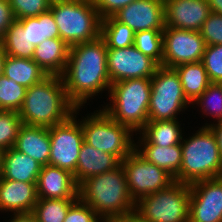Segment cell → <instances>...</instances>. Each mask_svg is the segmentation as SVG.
<instances>
[{"mask_svg": "<svg viewBox=\"0 0 222 222\" xmlns=\"http://www.w3.org/2000/svg\"><path fill=\"white\" fill-rule=\"evenodd\" d=\"M81 118L84 142L88 145L113 154L120 161L135 149L134 132L128 126L114 121L101 108Z\"/></svg>", "mask_w": 222, "mask_h": 222, "instance_id": "52a82bcc", "label": "cell"}, {"mask_svg": "<svg viewBox=\"0 0 222 222\" xmlns=\"http://www.w3.org/2000/svg\"><path fill=\"white\" fill-rule=\"evenodd\" d=\"M121 164L126 173L130 196L135 203L175 182L174 177L167 171L149 163L135 150L122 160Z\"/></svg>", "mask_w": 222, "mask_h": 222, "instance_id": "8fae6325", "label": "cell"}, {"mask_svg": "<svg viewBox=\"0 0 222 222\" xmlns=\"http://www.w3.org/2000/svg\"><path fill=\"white\" fill-rule=\"evenodd\" d=\"M159 65L134 45L107 48V69L111 84L136 78H151Z\"/></svg>", "mask_w": 222, "mask_h": 222, "instance_id": "4fadbf2b", "label": "cell"}, {"mask_svg": "<svg viewBox=\"0 0 222 222\" xmlns=\"http://www.w3.org/2000/svg\"><path fill=\"white\" fill-rule=\"evenodd\" d=\"M69 101L61 76L48 75L26 89L18 111L24 125L52 127L66 121L75 110Z\"/></svg>", "mask_w": 222, "mask_h": 222, "instance_id": "3957f363", "label": "cell"}, {"mask_svg": "<svg viewBox=\"0 0 222 222\" xmlns=\"http://www.w3.org/2000/svg\"><path fill=\"white\" fill-rule=\"evenodd\" d=\"M205 48L206 43L200 31L165 26L162 66L175 68L184 63L201 62Z\"/></svg>", "mask_w": 222, "mask_h": 222, "instance_id": "7c38bea8", "label": "cell"}, {"mask_svg": "<svg viewBox=\"0 0 222 222\" xmlns=\"http://www.w3.org/2000/svg\"><path fill=\"white\" fill-rule=\"evenodd\" d=\"M17 21L23 26V29H27L28 40L34 46L45 39L60 37L58 26L50 9L37 17H27Z\"/></svg>", "mask_w": 222, "mask_h": 222, "instance_id": "4316f807", "label": "cell"}, {"mask_svg": "<svg viewBox=\"0 0 222 222\" xmlns=\"http://www.w3.org/2000/svg\"><path fill=\"white\" fill-rule=\"evenodd\" d=\"M101 220L90 206L78 199L69 208L64 222H100Z\"/></svg>", "mask_w": 222, "mask_h": 222, "instance_id": "74e56055", "label": "cell"}, {"mask_svg": "<svg viewBox=\"0 0 222 222\" xmlns=\"http://www.w3.org/2000/svg\"><path fill=\"white\" fill-rule=\"evenodd\" d=\"M107 99L100 107L114 121L138 133L148 122L151 78H136L111 84Z\"/></svg>", "mask_w": 222, "mask_h": 222, "instance_id": "277c9868", "label": "cell"}, {"mask_svg": "<svg viewBox=\"0 0 222 222\" xmlns=\"http://www.w3.org/2000/svg\"><path fill=\"white\" fill-rule=\"evenodd\" d=\"M7 222H37L32 213L11 214Z\"/></svg>", "mask_w": 222, "mask_h": 222, "instance_id": "7bdbcfd3", "label": "cell"}, {"mask_svg": "<svg viewBox=\"0 0 222 222\" xmlns=\"http://www.w3.org/2000/svg\"><path fill=\"white\" fill-rule=\"evenodd\" d=\"M2 157H3V151L0 149V175L2 171Z\"/></svg>", "mask_w": 222, "mask_h": 222, "instance_id": "bcb514c9", "label": "cell"}, {"mask_svg": "<svg viewBox=\"0 0 222 222\" xmlns=\"http://www.w3.org/2000/svg\"><path fill=\"white\" fill-rule=\"evenodd\" d=\"M21 125L18 111L0 110V149L2 151L14 146Z\"/></svg>", "mask_w": 222, "mask_h": 222, "instance_id": "836d02e7", "label": "cell"}, {"mask_svg": "<svg viewBox=\"0 0 222 222\" xmlns=\"http://www.w3.org/2000/svg\"><path fill=\"white\" fill-rule=\"evenodd\" d=\"M17 20L37 17L50 9L52 0H8Z\"/></svg>", "mask_w": 222, "mask_h": 222, "instance_id": "d590c367", "label": "cell"}, {"mask_svg": "<svg viewBox=\"0 0 222 222\" xmlns=\"http://www.w3.org/2000/svg\"><path fill=\"white\" fill-rule=\"evenodd\" d=\"M134 150L146 161L164 169L179 182L182 164L181 144L164 148L154 144H135Z\"/></svg>", "mask_w": 222, "mask_h": 222, "instance_id": "cb8c5ba5", "label": "cell"}, {"mask_svg": "<svg viewBox=\"0 0 222 222\" xmlns=\"http://www.w3.org/2000/svg\"><path fill=\"white\" fill-rule=\"evenodd\" d=\"M2 74L25 88L41 82L48 76L33 59L17 58L9 55L4 58Z\"/></svg>", "mask_w": 222, "mask_h": 222, "instance_id": "d4e9b609", "label": "cell"}, {"mask_svg": "<svg viewBox=\"0 0 222 222\" xmlns=\"http://www.w3.org/2000/svg\"><path fill=\"white\" fill-rule=\"evenodd\" d=\"M80 108L64 122L49 127L50 156L49 165L59 167L75 174L79 151L84 142L80 119H77Z\"/></svg>", "mask_w": 222, "mask_h": 222, "instance_id": "30bf717a", "label": "cell"}, {"mask_svg": "<svg viewBox=\"0 0 222 222\" xmlns=\"http://www.w3.org/2000/svg\"><path fill=\"white\" fill-rule=\"evenodd\" d=\"M113 222H149L145 220L136 210L112 219Z\"/></svg>", "mask_w": 222, "mask_h": 222, "instance_id": "60d3db41", "label": "cell"}, {"mask_svg": "<svg viewBox=\"0 0 222 222\" xmlns=\"http://www.w3.org/2000/svg\"><path fill=\"white\" fill-rule=\"evenodd\" d=\"M50 10L60 38L70 47L100 36L101 18L93 0H52Z\"/></svg>", "mask_w": 222, "mask_h": 222, "instance_id": "8992f818", "label": "cell"}, {"mask_svg": "<svg viewBox=\"0 0 222 222\" xmlns=\"http://www.w3.org/2000/svg\"><path fill=\"white\" fill-rule=\"evenodd\" d=\"M15 14L8 0H0V42L6 35L7 29L16 21Z\"/></svg>", "mask_w": 222, "mask_h": 222, "instance_id": "ab89813d", "label": "cell"}, {"mask_svg": "<svg viewBox=\"0 0 222 222\" xmlns=\"http://www.w3.org/2000/svg\"><path fill=\"white\" fill-rule=\"evenodd\" d=\"M190 104L178 73L173 68L159 66L151 77L148 121L179 119L178 114L185 112Z\"/></svg>", "mask_w": 222, "mask_h": 222, "instance_id": "ba28073f", "label": "cell"}, {"mask_svg": "<svg viewBox=\"0 0 222 222\" xmlns=\"http://www.w3.org/2000/svg\"><path fill=\"white\" fill-rule=\"evenodd\" d=\"M5 56H6V54H5L2 46L0 45V75L2 74L3 61H4Z\"/></svg>", "mask_w": 222, "mask_h": 222, "instance_id": "f6af8a7d", "label": "cell"}, {"mask_svg": "<svg viewBox=\"0 0 222 222\" xmlns=\"http://www.w3.org/2000/svg\"><path fill=\"white\" fill-rule=\"evenodd\" d=\"M135 32L114 16L101 19L100 36L107 48H127L133 46Z\"/></svg>", "mask_w": 222, "mask_h": 222, "instance_id": "f1b7e54d", "label": "cell"}, {"mask_svg": "<svg viewBox=\"0 0 222 222\" xmlns=\"http://www.w3.org/2000/svg\"><path fill=\"white\" fill-rule=\"evenodd\" d=\"M37 196L42 199L78 198L79 185L74 175L59 167L42 166L36 183Z\"/></svg>", "mask_w": 222, "mask_h": 222, "instance_id": "ac0fdd59", "label": "cell"}, {"mask_svg": "<svg viewBox=\"0 0 222 222\" xmlns=\"http://www.w3.org/2000/svg\"><path fill=\"white\" fill-rule=\"evenodd\" d=\"M13 148L33 158L42 166L49 165V128L22 124Z\"/></svg>", "mask_w": 222, "mask_h": 222, "instance_id": "d6986e66", "label": "cell"}, {"mask_svg": "<svg viewBox=\"0 0 222 222\" xmlns=\"http://www.w3.org/2000/svg\"><path fill=\"white\" fill-rule=\"evenodd\" d=\"M133 45L144 55L152 58L159 66H162L163 31L144 30L135 32Z\"/></svg>", "mask_w": 222, "mask_h": 222, "instance_id": "1f68e13d", "label": "cell"}, {"mask_svg": "<svg viewBox=\"0 0 222 222\" xmlns=\"http://www.w3.org/2000/svg\"><path fill=\"white\" fill-rule=\"evenodd\" d=\"M26 89L12 79L0 75V110L19 111L23 105Z\"/></svg>", "mask_w": 222, "mask_h": 222, "instance_id": "d6a6232c", "label": "cell"}, {"mask_svg": "<svg viewBox=\"0 0 222 222\" xmlns=\"http://www.w3.org/2000/svg\"><path fill=\"white\" fill-rule=\"evenodd\" d=\"M211 13L207 0H164L165 26L200 31Z\"/></svg>", "mask_w": 222, "mask_h": 222, "instance_id": "2e32d148", "label": "cell"}, {"mask_svg": "<svg viewBox=\"0 0 222 222\" xmlns=\"http://www.w3.org/2000/svg\"><path fill=\"white\" fill-rule=\"evenodd\" d=\"M42 165L16 149L3 151L0 177L22 182H37Z\"/></svg>", "mask_w": 222, "mask_h": 222, "instance_id": "603a6c76", "label": "cell"}, {"mask_svg": "<svg viewBox=\"0 0 222 222\" xmlns=\"http://www.w3.org/2000/svg\"><path fill=\"white\" fill-rule=\"evenodd\" d=\"M36 183L0 177V211L7 214L32 213L38 201Z\"/></svg>", "mask_w": 222, "mask_h": 222, "instance_id": "e0dca14e", "label": "cell"}, {"mask_svg": "<svg viewBox=\"0 0 222 222\" xmlns=\"http://www.w3.org/2000/svg\"><path fill=\"white\" fill-rule=\"evenodd\" d=\"M212 83H222V44L206 45L202 61Z\"/></svg>", "mask_w": 222, "mask_h": 222, "instance_id": "e575fe53", "label": "cell"}, {"mask_svg": "<svg viewBox=\"0 0 222 222\" xmlns=\"http://www.w3.org/2000/svg\"><path fill=\"white\" fill-rule=\"evenodd\" d=\"M211 12L222 15V0H207Z\"/></svg>", "mask_w": 222, "mask_h": 222, "instance_id": "ee69618b", "label": "cell"}, {"mask_svg": "<svg viewBox=\"0 0 222 222\" xmlns=\"http://www.w3.org/2000/svg\"><path fill=\"white\" fill-rule=\"evenodd\" d=\"M197 128L192 136L182 137L181 140V183L192 184L222 176V158L213 132L209 127Z\"/></svg>", "mask_w": 222, "mask_h": 222, "instance_id": "5b68a950", "label": "cell"}, {"mask_svg": "<svg viewBox=\"0 0 222 222\" xmlns=\"http://www.w3.org/2000/svg\"><path fill=\"white\" fill-rule=\"evenodd\" d=\"M114 17L134 32L165 28L164 0H136L121 8Z\"/></svg>", "mask_w": 222, "mask_h": 222, "instance_id": "9a60e30c", "label": "cell"}, {"mask_svg": "<svg viewBox=\"0 0 222 222\" xmlns=\"http://www.w3.org/2000/svg\"><path fill=\"white\" fill-rule=\"evenodd\" d=\"M190 184L175 181L169 187L142 197L136 211L149 222H189Z\"/></svg>", "mask_w": 222, "mask_h": 222, "instance_id": "9c48e42d", "label": "cell"}, {"mask_svg": "<svg viewBox=\"0 0 222 222\" xmlns=\"http://www.w3.org/2000/svg\"><path fill=\"white\" fill-rule=\"evenodd\" d=\"M179 75L186 98L193 103L211 83L202 62L184 63L173 68Z\"/></svg>", "mask_w": 222, "mask_h": 222, "instance_id": "484cf974", "label": "cell"}, {"mask_svg": "<svg viewBox=\"0 0 222 222\" xmlns=\"http://www.w3.org/2000/svg\"><path fill=\"white\" fill-rule=\"evenodd\" d=\"M100 222H113L112 220H101Z\"/></svg>", "mask_w": 222, "mask_h": 222, "instance_id": "7dc6e473", "label": "cell"}, {"mask_svg": "<svg viewBox=\"0 0 222 222\" xmlns=\"http://www.w3.org/2000/svg\"><path fill=\"white\" fill-rule=\"evenodd\" d=\"M197 105L204 118L213 117V122L204 123L208 127L216 122H222V84L210 83L206 90L191 104Z\"/></svg>", "mask_w": 222, "mask_h": 222, "instance_id": "4dcf8cb0", "label": "cell"}, {"mask_svg": "<svg viewBox=\"0 0 222 222\" xmlns=\"http://www.w3.org/2000/svg\"><path fill=\"white\" fill-rule=\"evenodd\" d=\"M0 45L6 55L24 59H32L36 47L29 42L27 29H23L17 20L7 29Z\"/></svg>", "mask_w": 222, "mask_h": 222, "instance_id": "83f0119b", "label": "cell"}, {"mask_svg": "<svg viewBox=\"0 0 222 222\" xmlns=\"http://www.w3.org/2000/svg\"><path fill=\"white\" fill-rule=\"evenodd\" d=\"M189 222H222V176L190 184Z\"/></svg>", "mask_w": 222, "mask_h": 222, "instance_id": "5bb4252c", "label": "cell"}, {"mask_svg": "<svg viewBox=\"0 0 222 222\" xmlns=\"http://www.w3.org/2000/svg\"><path fill=\"white\" fill-rule=\"evenodd\" d=\"M61 78L66 95L76 108L85 107L87 101L108 91L111 81L107 69V46L97 39L70 47L67 64Z\"/></svg>", "mask_w": 222, "mask_h": 222, "instance_id": "6da1fadb", "label": "cell"}, {"mask_svg": "<svg viewBox=\"0 0 222 222\" xmlns=\"http://www.w3.org/2000/svg\"><path fill=\"white\" fill-rule=\"evenodd\" d=\"M136 0H93L101 19L114 16L121 8Z\"/></svg>", "mask_w": 222, "mask_h": 222, "instance_id": "f35d334b", "label": "cell"}, {"mask_svg": "<svg viewBox=\"0 0 222 222\" xmlns=\"http://www.w3.org/2000/svg\"><path fill=\"white\" fill-rule=\"evenodd\" d=\"M70 46L60 37L45 39L35 47L33 60L47 75L61 76L69 57Z\"/></svg>", "mask_w": 222, "mask_h": 222, "instance_id": "44dd1931", "label": "cell"}, {"mask_svg": "<svg viewBox=\"0 0 222 222\" xmlns=\"http://www.w3.org/2000/svg\"><path fill=\"white\" fill-rule=\"evenodd\" d=\"M78 198L90 206L102 220H112L136 209L131 198L125 170H114L86 179L79 184Z\"/></svg>", "mask_w": 222, "mask_h": 222, "instance_id": "7a4b0ae2", "label": "cell"}, {"mask_svg": "<svg viewBox=\"0 0 222 222\" xmlns=\"http://www.w3.org/2000/svg\"><path fill=\"white\" fill-rule=\"evenodd\" d=\"M213 132L216 142L218 143V147L220 150L221 158H222V122H215L208 126Z\"/></svg>", "mask_w": 222, "mask_h": 222, "instance_id": "b9f144b4", "label": "cell"}, {"mask_svg": "<svg viewBox=\"0 0 222 222\" xmlns=\"http://www.w3.org/2000/svg\"><path fill=\"white\" fill-rule=\"evenodd\" d=\"M121 161L113 154L103 152L83 142L79 151V158L74 179L79 185L95 175L114 170Z\"/></svg>", "mask_w": 222, "mask_h": 222, "instance_id": "ffe728a7", "label": "cell"}, {"mask_svg": "<svg viewBox=\"0 0 222 222\" xmlns=\"http://www.w3.org/2000/svg\"><path fill=\"white\" fill-rule=\"evenodd\" d=\"M79 198L42 199L38 198L32 211L37 222H64L69 208Z\"/></svg>", "mask_w": 222, "mask_h": 222, "instance_id": "f546056e", "label": "cell"}, {"mask_svg": "<svg viewBox=\"0 0 222 222\" xmlns=\"http://www.w3.org/2000/svg\"><path fill=\"white\" fill-rule=\"evenodd\" d=\"M200 33L206 45L222 44V15L211 12Z\"/></svg>", "mask_w": 222, "mask_h": 222, "instance_id": "8d00e7d4", "label": "cell"}, {"mask_svg": "<svg viewBox=\"0 0 222 222\" xmlns=\"http://www.w3.org/2000/svg\"><path fill=\"white\" fill-rule=\"evenodd\" d=\"M178 119L167 121H148L144 127L134 136L135 144H154L161 147H169L181 144L184 132L183 124ZM137 134H139L137 136ZM137 136V137H136Z\"/></svg>", "mask_w": 222, "mask_h": 222, "instance_id": "7402d4cb", "label": "cell"}]
</instances>
